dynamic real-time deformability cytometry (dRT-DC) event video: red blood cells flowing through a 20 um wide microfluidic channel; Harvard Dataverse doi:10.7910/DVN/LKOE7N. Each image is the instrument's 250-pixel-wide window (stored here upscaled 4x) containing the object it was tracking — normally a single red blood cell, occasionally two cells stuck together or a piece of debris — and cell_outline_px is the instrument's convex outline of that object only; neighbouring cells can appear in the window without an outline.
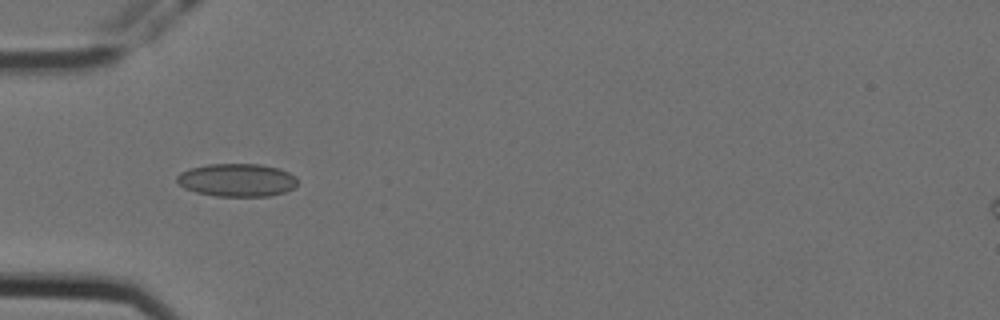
{"species": "Egyptian fruit bat (a non-hibernating species)", "species_latin": "Rousettus aegyptiacus", "temperature_condition": "cold", "stored_images_in_passage": 5, "camera_frame_rate_fps": 3000, "um_per_image_px": 0.085, "animal": {"sex": "female"}, "frame": {"image": 1, "passage_image": 5, "time_ms": 1.333, "image_size_px": [1000, 320], "cell_outline_px": [[296, 184], [292, 188], [284, 192], [268, 196], [216, 196], [196, 192], [184, 188], [176, 180], [176, 176], [180, 172], [188, 168], [208, 164], [260, 164], [276, 168], [288, 172], [296, 176]], "centroid_in_image_um": [20.1, 15.3], "position_along_channel_um": 64.9, "area_um2": 23.12}}